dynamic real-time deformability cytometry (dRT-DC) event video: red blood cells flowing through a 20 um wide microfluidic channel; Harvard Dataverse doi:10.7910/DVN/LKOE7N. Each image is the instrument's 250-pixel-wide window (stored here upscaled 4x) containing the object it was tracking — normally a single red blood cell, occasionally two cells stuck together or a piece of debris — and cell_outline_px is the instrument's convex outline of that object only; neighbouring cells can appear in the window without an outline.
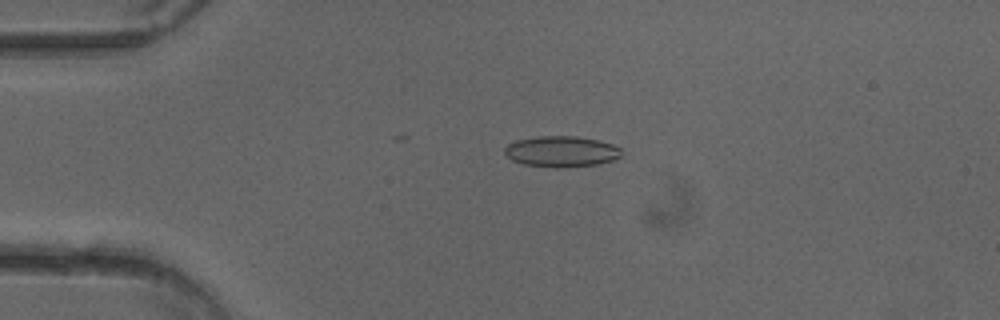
{"species": "common noctule bat (a hibernating species)", "species_latin": "Nyctalus noctula", "temperature_condition": "cold", "stored_images_in_passage": 8, "camera_frame_rate_fps": 3000, "um_per_image_px": 0.085, "animal": {"sex": "female"}, "frame": {"image": 1, "passage_image": 6, "time_ms": 1.667, "image_size_px": [1000, 320], "cell_outline_px": [[620, 156], [612, 160], [596, 164], [564, 168], [556, 168], [524, 164], [512, 160], [504, 152], [504, 148], [508, 144], [516, 140], [536, 136], [576, 136], [600, 140], [612, 144], [620, 148]], "centroid_in_image_um": [47.7, 12.87], "position_along_channel_um": 37.3, "area_um2": 21.04}}